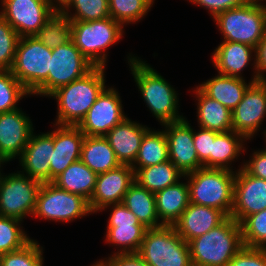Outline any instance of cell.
I'll list each match as a JSON object with an SVG mask.
<instances>
[{
    "instance_id": "6da1fadb",
    "label": "cell",
    "mask_w": 266,
    "mask_h": 266,
    "mask_svg": "<svg viewBox=\"0 0 266 266\" xmlns=\"http://www.w3.org/2000/svg\"><path fill=\"white\" fill-rule=\"evenodd\" d=\"M127 60L143 101L160 125L185 119L178 111L179 96L175 88L146 61L132 54Z\"/></svg>"
},
{
    "instance_id": "7a4b0ae2",
    "label": "cell",
    "mask_w": 266,
    "mask_h": 266,
    "mask_svg": "<svg viewBox=\"0 0 266 266\" xmlns=\"http://www.w3.org/2000/svg\"><path fill=\"white\" fill-rule=\"evenodd\" d=\"M105 67H94L80 79L64 85L48 98L57 102L55 124L78 126L106 88Z\"/></svg>"
},
{
    "instance_id": "3957f363",
    "label": "cell",
    "mask_w": 266,
    "mask_h": 266,
    "mask_svg": "<svg viewBox=\"0 0 266 266\" xmlns=\"http://www.w3.org/2000/svg\"><path fill=\"white\" fill-rule=\"evenodd\" d=\"M192 266H227L244 247L241 225L231 216L188 242Z\"/></svg>"
},
{
    "instance_id": "277c9868",
    "label": "cell",
    "mask_w": 266,
    "mask_h": 266,
    "mask_svg": "<svg viewBox=\"0 0 266 266\" xmlns=\"http://www.w3.org/2000/svg\"><path fill=\"white\" fill-rule=\"evenodd\" d=\"M236 171L201 168L184 176L189 188V201L231 215Z\"/></svg>"
},
{
    "instance_id": "5b68a950",
    "label": "cell",
    "mask_w": 266,
    "mask_h": 266,
    "mask_svg": "<svg viewBox=\"0 0 266 266\" xmlns=\"http://www.w3.org/2000/svg\"><path fill=\"white\" fill-rule=\"evenodd\" d=\"M51 55L52 49L35 36L20 37L10 71L31 95L47 97Z\"/></svg>"
},
{
    "instance_id": "8992f818",
    "label": "cell",
    "mask_w": 266,
    "mask_h": 266,
    "mask_svg": "<svg viewBox=\"0 0 266 266\" xmlns=\"http://www.w3.org/2000/svg\"><path fill=\"white\" fill-rule=\"evenodd\" d=\"M214 21L223 35V41L256 48L266 33V5L262 0H250L219 13Z\"/></svg>"
},
{
    "instance_id": "52a82bcc",
    "label": "cell",
    "mask_w": 266,
    "mask_h": 266,
    "mask_svg": "<svg viewBox=\"0 0 266 266\" xmlns=\"http://www.w3.org/2000/svg\"><path fill=\"white\" fill-rule=\"evenodd\" d=\"M75 46L95 66L105 67L106 51L123 37V26L108 17L95 21H71Z\"/></svg>"
},
{
    "instance_id": "ba28073f",
    "label": "cell",
    "mask_w": 266,
    "mask_h": 266,
    "mask_svg": "<svg viewBox=\"0 0 266 266\" xmlns=\"http://www.w3.org/2000/svg\"><path fill=\"white\" fill-rule=\"evenodd\" d=\"M137 254L149 266H192L189 245L173 226L147 229Z\"/></svg>"
},
{
    "instance_id": "9c48e42d",
    "label": "cell",
    "mask_w": 266,
    "mask_h": 266,
    "mask_svg": "<svg viewBox=\"0 0 266 266\" xmlns=\"http://www.w3.org/2000/svg\"><path fill=\"white\" fill-rule=\"evenodd\" d=\"M89 214L92 212L87 199L46 182L40 187L32 217L66 223Z\"/></svg>"
},
{
    "instance_id": "30bf717a",
    "label": "cell",
    "mask_w": 266,
    "mask_h": 266,
    "mask_svg": "<svg viewBox=\"0 0 266 266\" xmlns=\"http://www.w3.org/2000/svg\"><path fill=\"white\" fill-rule=\"evenodd\" d=\"M0 169V216L23 221L33 216L42 183L17 171L4 175Z\"/></svg>"
},
{
    "instance_id": "8fae6325",
    "label": "cell",
    "mask_w": 266,
    "mask_h": 266,
    "mask_svg": "<svg viewBox=\"0 0 266 266\" xmlns=\"http://www.w3.org/2000/svg\"><path fill=\"white\" fill-rule=\"evenodd\" d=\"M112 211L106 229L105 241L113 246H118L115 253H137L144 239L146 228L138 218L123 204H111L99 212L106 209Z\"/></svg>"
},
{
    "instance_id": "7c38bea8",
    "label": "cell",
    "mask_w": 266,
    "mask_h": 266,
    "mask_svg": "<svg viewBox=\"0 0 266 266\" xmlns=\"http://www.w3.org/2000/svg\"><path fill=\"white\" fill-rule=\"evenodd\" d=\"M94 67L72 39L53 48L47 77V97L58 88L82 78Z\"/></svg>"
},
{
    "instance_id": "4fadbf2b",
    "label": "cell",
    "mask_w": 266,
    "mask_h": 266,
    "mask_svg": "<svg viewBox=\"0 0 266 266\" xmlns=\"http://www.w3.org/2000/svg\"><path fill=\"white\" fill-rule=\"evenodd\" d=\"M0 15L23 36H34L56 11L46 0H1Z\"/></svg>"
},
{
    "instance_id": "5bb4252c",
    "label": "cell",
    "mask_w": 266,
    "mask_h": 266,
    "mask_svg": "<svg viewBox=\"0 0 266 266\" xmlns=\"http://www.w3.org/2000/svg\"><path fill=\"white\" fill-rule=\"evenodd\" d=\"M231 114L233 131L251 140L266 117V81L252 82Z\"/></svg>"
},
{
    "instance_id": "9a60e30c",
    "label": "cell",
    "mask_w": 266,
    "mask_h": 266,
    "mask_svg": "<svg viewBox=\"0 0 266 266\" xmlns=\"http://www.w3.org/2000/svg\"><path fill=\"white\" fill-rule=\"evenodd\" d=\"M126 117L120 94L114 87H106L78 127L87 136H105Z\"/></svg>"
},
{
    "instance_id": "2e32d148",
    "label": "cell",
    "mask_w": 266,
    "mask_h": 266,
    "mask_svg": "<svg viewBox=\"0 0 266 266\" xmlns=\"http://www.w3.org/2000/svg\"><path fill=\"white\" fill-rule=\"evenodd\" d=\"M231 217L239 224L249 215L266 209V180L250 175L243 164L235 170Z\"/></svg>"
},
{
    "instance_id": "e0dca14e",
    "label": "cell",
    "mask_w": 266,
    "mask_h": 266,
    "mask_svg": "<svg viewBox=\"0 0 266 266\" xmlns=\"http://www.w3.org/2000/svg\"><path fill=\"white\" fill-rule=\"evenodd\" d=\"M190 125L186 118L161 125L168 140L169 160L184 175L203 168L194 147L193 128Z\"/></svg>"
},
{
    "instance_id": "ac0fdd59",
    "label": "cell",
    "mask_w": 266,
    "mask_h": 266,
    "mask_svg": "<svg viewBox=\"0 0 266 266\" xmlns=\"http://www.w3.org/2000/svg\"><path fill=\"white\" fill-rule=\"evenodd\" d=\"M134 182L135 171L131 165L121 164L97 174L94 192L88 201L91 212L98 213L108 205L122 203L124 195Z\"/></svg>"
},
{
    "instance_id": "d6986e66",
    "label": "cell",
    "mask_w": 266,
    "mask_h": 266,
    "mask_svg": "<svg viewBox=\"0 0 266 266\" xmlns=\"http://www.w3.org/2000/svg\"><path fill=\"white\" fill-rule=\"evenodd\" d=\"M33 131L30 117L20 107L0 113V158L6 164L19 158Z\"/></svg>"
},
{
    "instance_id": "ffe728a7",
    "label": "cell",
    "mask_w": 266,
    "mask_h": 266,
    "mask_svg": "<svg viewBox=\"0 0 266 266\" xmlns=\"http://www.w3.org/2000/svg\"><path fill=\"white\" fill-rule=\"evenodd\" d=\"M54 149H51L50 182L81 157L85 134L78 126L54 124Z\"/></svg>"
},
{
    "instance_id": "44dd1931",
    "label": "cell",
    "mask_w": 266,
    "mask_h": 266,
    "mask_svg": "<svg viewBox=\"0 0 266 266\" xmlns=\"http://www.w3.org/2000/svg\"><path fill=\"white\" fill-rule=\"evenodd\" d=\"M51 149H54V131L38 135L33 132L18 158L20 172L41 183L50 182Z\"/></svg>"
},
{
    "instance_id": "7402d4cb",
    "label": "cell",
    "mask_w": 266,
    "mask_h": 266,
    "mask_svg": "<svg viewBox=\"0 0 266 266\" xmlns=\"http://www.w3.org/2000/svg\"><path fill=\"white\" fill-rule=\"evenodd\" d=\"M254 53V54H253ZM212 62L218 74L242 78V71L253 61L252 82L259 81L255 67V48L239 42L222 41L212 53Z\"/></svg>"
},
{
    "instance_id": "603a6c76",
    "label": "cell",
    "mask_w": 266,
    "mask_h": 266,
    "mask_svg": "<svg viewBox=\"0 0 266 266\" xmlns=\"http://www.w3.org/2000/svg\"><path fill=\"white\" fill-rule=\"evenodd\" d=\"M228 216L221 210L189 203L173 224L176 232L188 243L221 224Z\"/></svg>"
},
{
    "instance_id": "cb8c5ba5",
    "label": "cell",
    "mask_w": 266,
    "mask_h": 266,
    "mask_svg": "<svg viewBox=\"0 0 266 266\" xmlns=\"http://www.w3.org/2000/svg\"><path fill=\"white\" fill-rule=\"evenodd\" d=\"M148 129V126L126 117L104 136L120 164L132 165L134 163L142 138Z\"/></svg>"
},
{
    "instance_id": "d4e9b609",
    "label": "cell",
    "mask_w": 266,
    "mask_h": 266,
    "mask_svg": "<svg viewBox=\"0 0 266 266\" xmlns=\"http://www.w3.org/2000/svg\"><path fill=\"white\" fill-rule=\"evenodd\" d=\"M156 212L160 222L173 226L189 205V188L185 182H178L154 193Z\"/></svg>"
},
{
    "instance_id": "484cf974",
    "label": "cell",
    "mask_w": 266,
    "mask_h": 266,
    "mask_svg": "<svg viewBox=\"0 0 266 266\" xmlns=\"http://www.w3.org/2000/svg\"><path fill=\"white\" fill-rule=\"evenodd\" d=\"M252 83L245 79L218 74L198 87L210 98L220 102L232 111L242 100L245 91Z\"/></svg>"
},
{
    "instance_id": "4316f807",
    "label": "cell",
    "mask_w": 266,
    "mask_h": 266,
    "mask_svg": "<svg viewBox=\"0 0 266 266\" xmlns=\"http://www.w3.org/2000/svg\"><path fill=\"white\" fill-rule=\"evenodd\" d=\"M197 100L198 127L218 133L233 130L231 111L207 96L198 86L193 90Z\"/></svg>"
},
{
    "instance_id": "83f0119b",
    "label": "cell",
    "mask_w": 266,
    "mask_h": 266,
    "mask_svg": "<svg viewBox=\"0 0 266 266\" xmlns=\"http://www.w3.org/2000/svg\"><path fill=\"white\" fill-rule=\"evenodd\" d=\"M80 160L96 174L107 172L121 165L104 136L85 135Z\"/></svg>"
},
{
    "instance_id": "f1b7e54d",
    "label": "cell",
    "mask_w": 266,
    "mask_h": 266,
    "mask_svg": "<svg viewBox=\"0 0 266 266\" xmlns=\"http://www.w3.org/2000/svg\"><path fill=\"white\" fill-rule=\"evenodd\" d=\"M122 203L138 218L146 228L164 226L156 212L155 195L141 187L136 181L124 195Z\"/></svg>"
},
{
    "instance_id": "f546056e",
    "label": "cell",
    "mask_w": 266,
    "mask_h": 266,
    "mask_svg": "<svg viewBox=\"0 0 266 266\" xmlns=\"http://www.w3.org/2000/svg\"><path fill=\"white\" fill-rule=\"evenodd\" d=\"M96 178L97 174L79 159L70 164L52 183L89 201L94 192Z\"/></svg>"
},
{
    "instance_id": "4dcf8cb0",
    "label": "cell",
    "mask_w": 266,
    "mask_h": 266,
    "mask_svg": "<svg viewBox=\"0 0 266 266\" xmlns=\"http://www.w3.org/2000/svg\"><path fill=\"white\" fill-rule=\"evenodd\" d=\"M247 140L237 132L231 130L228 132L218 133L212 141V153H210V168L228 169L233 171L232 162L243 152L244 142ZM231 166V167H230Z\"/></svg>"
},
{
    "instance_id": "1f68e13d",
    "label": "cell",
    "mask_w": 266,
    "mask_h": 266,
    "mask_svg": "<svg viewBox=\"0 0 266 266\" xmlns=\"http://www.w3.org/2000/svg\"><path fill=\"white\" fill-rule=\"evenodd\" d=\"M133 170L135 181L153 193L178 183L185 176L170 160L149 167L133 168Z\"/></svg>"
},
{
    "instance_id": "d6a6232c",
    "label": "cell",
    "mask_w": 266,
    "mask_h": 266,
    "mask_svg": "<svg viewBox=\"0 0 266 266\" xmlns=\"http://www.w3.org/2000/svg\"><path fill=\"white\" fill-rule=\"evenodd\" d=\"M168 160V140L164 129L157 131L149 128L142 138L137 157L131 167L144 168Z\"/></svg>"
},
{
    "instance_id": "836d02e7",
    "label": "cell",
    "mask_w": 266,
    "mask_h": 266,
    "mask_svg": "<svg viewBox=\"0 0 266 266\" xmlns=\"http://www.w3.org/2000/svg\"><path fill=\"white\" fill-rule=\"evenodd\" d=\"M72 24L62 11H55L40 30L34 35L50 49L56 48L71 40Z\"/></svg>"
},
{
    "instance_id": "e575fe53",
    "label": "cell",
    "mask_w": 266,
    "mask_h": 266,
    "mask_svg": "<svg viewBox=\"0 0 266 266\" xmlns=\"http://www.w3.org/2000/svg\"><path fill=\"white\" fill-rule=\"evenodd\" d=\"M155 0H109L110 17L123 27L139 22L153 6Z\"/></svg>"
},
{
    "instance_id": "d590c367",
    "label": "cell",
    "mask_w": 266,
    "mask_h": 266,
    "mask_svg": "<svg viewBox=\"0 0 266 266\" xmlns=\"http://www.w3.org/2000/svg\"><path fill=\"white\" fill-rule=\"evenodd\" d=\"M72 8L75 10L73 13L70 12ZM61 11L70 21H95L110 17L109 0H70Z\"/></svg>"
},
{
    "instance_id": "8d00e7d4",
    "label": "cell",
    "mask_w": 266,
    "mask_h": 266,
    "mask_svg": "<svg viewBox=\"0 0 266 266\" xmlns=\"http://www.w3.org/2000/svg\"><path fill=\"white\" fill-rule=\"evenodd\" d=\"M22 222L16 218L0 216V255L18 250L31 240L22 229Z\"/></svg>"
},
{
    "instance_id": "74e56055",
    "label": "cell",
    "mask_w": 266,
    "mask_h": 266,
    "mask_svg": "<svg viewBox=\"0 0 266 266\" xmlns=\"http://www.w3.org/2000/svg\"><path fill=\"white\" fill-rule=\"evenodd\" d=\"M31 96L11 71H0V113L18 109L23 97Z\"/></svg>"
},
{
    "instance_id": "f35d334b",
    "label": "cell",
    "mask_w": 266,
    "mask_h": 266,
    "mask_svg": "<svg viewBox=\"0 0 266 266\" xmlns=\"http://www.w3.org/2000/svg\"><path fill=\"white\" fill-rule=\"evenodd\" d=\"M43 247L31 239L22 248L0 255V266H43Z\"/></svg>"
},
{
    "instance_id": "ab89813d",
    "label": "cell",
    "mask_w": 266,
    "mask_h": 266,
    "mask_svg": "<svg viewBox=\"0 0 266 266\" xmlns=\"http://www.w3.org/2000/svg\"><path fill=\"white\" fill-rule=\"evenodd\" d=\"M240 225L244 246L266 248V209L247 216Z\"/></svg>"
},
{
    "instance_id": "60d3db41",
    "label": "cell",
    "mask_w": 266,
    "mask_h": 266,
    "mask_svg": "<svg viewBox=\"0 0 266 266\" xmlns=\"http://www.w3.org/2000/svg\"><path fill=\"white\" fill-rule=\"evenodd\" d=\"M19 39V34L0 15V71L11 70Z\"/></svg>"
},
{
    "instance_id": "b9f144b4",
    "label": "cell",
    "mask_w": 266,
    "mask_h": 266,
    "mask_svg": "<svg viewBox=\"0 0 266 266\" xmlns=\"http://www.w3.org/2000/svg\"><path fill=\"white\" fill-rule=\"evenodd\" d=\"M196 132L193 129V141L200 163L203 168H210V153H212V141L218 132L199 127Z\"/></svg>"
},
{
    "instance_id": "7bdbcfd3",
    "label": "cell",
    "mask_w": 266,
    "mask_h": 266,
    "mask_svg": "<svg viewBox=\"0 0 266 266\" xmlns=\"http://www.w3.org/2000/svg\"><path fill=\"white\" fill-rule=\"evenodd\" d=\"M227 266H266V248L244 246Z\"/></svg>"
},
{
    "instance_id": "ee69618b",
    "label": "cell",
    "mask_w": 266,
    "mask_h": 266,
    "mask_svg": "<svg viewBox=\"0 0 266 266\" xmlns=\"http://www.w3.org/2000/svg\"><path fill=\"white\" fill-rule=\"evenodd\" d=\"M204 9H208L209 14L214 19L219 13L228 9L241 6L250 0H188Z\"/></svg>"
},
{
    "instance_id": "f6af8a7d",
    "label": "cell",
    "mask_w": 266,
    "mask_h": 266,
    "mask_svg": "<svg viewBox=\"0 0 266 266\" xmlns=\"http://www.w3.org/2000/svg\"><path fill=\"white\" fill-rule=\"evenodd\" d=\"M251 159L243 162V168L252 176L266 180V149L253 151Z\"/></svg>"
},
{
    "instance_id": "bcb514c9",
    "label": "cell",
    "mask_w": 266,
    "mask_h": 266,
    "mask_svg": "<svg viewBox=\"0 0 266 266\" xmlns=\"http://www.w3.org/2000/svg\"><path fill=\"white\" fill-rule=\"evenodd\" d=\"M101 260L108 266H149L137 253H115Z\"/></svg>"
},
{
    "instance_id": "7dc6e473",
    "label": "cell",
    "mask_w": 266,
    "mask_h": 266,
    "mask_svg": "<svg viewBox=\"0 0 266 266\" xmlns=\"http://www.w3.org/2000/svg\"><path fill=\"white\" fill-rule=\"evenodd\" d=\"M255 67L258 80L266 81V33L255 48Z\"/></svg>"
},
{
    "instance_id": "c3c4849f",
    "label": "cell",
    "mask_w": 266,
    "mask_h": 266,
    "mask_svg": "<svg viewBox=\"0 0 266 266\" xmlns=\"http://www.w3.org/2000/svg\"><path fill=\"white\" fill-rule=\"evenodd\" d=\"M55 10L61 11L70 0H46Z\"/></svg>"
},
{
    "instance_id": "681fc988",
    "label": "cell",
    "mask_w": 266,
    "mask_h": 266,
    "mask_svg": "<svg viewBox=\"0 0 266 266\" xmlns=\"http://www.w3.org/2000/svg\"><path fill=\"white\" fill-rule=\"evenodd\" d=\"M91 266H108L103 260L96 261L93 265Z\"/></svg>"
},
{
    "instance_id": "f907efd6",
    "label": "cell",
    "mask_w": 266,
    "mask_h": 266,
    "mask_svg": "<svg viewBox=\"0 0 266 266\" xmlns=\"http://www.w3.org/2000/svg\"><path fill=\"white\" fill-rule=\"evenodd\" d=\"M263 133H264V135H265L264 137H265V141H266V130H264ZM265 148H266V147H265Z\"/></svg>"
}]
</instances>
